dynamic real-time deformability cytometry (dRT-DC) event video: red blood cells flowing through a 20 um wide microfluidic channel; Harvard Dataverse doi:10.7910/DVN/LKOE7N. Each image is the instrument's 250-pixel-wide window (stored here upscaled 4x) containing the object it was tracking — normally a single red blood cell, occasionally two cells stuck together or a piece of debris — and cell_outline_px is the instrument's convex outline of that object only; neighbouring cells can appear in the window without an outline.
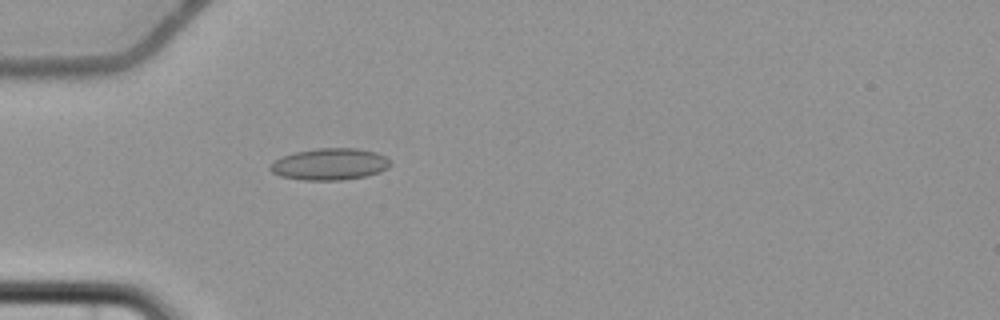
{"species": "common noctule bat (a hibernating species)", "species_latin": "Nyctalus noctula", "temperature_condition": "cold", "stored_images_in_passage": 2, "camera_frame_rate_fps": 3000, "um_per_image_px": 0.085, "animal": {"sex": "female", "body_mass_g": 22.7, "forearm_length_mm": 54.2}, "frame": {"image": 1, "passage_image": 2, "time_ms": 1.333, "image_size_px": [1000, 320], "cell_outline_px": [[392, 164], [388, 168], [380, 172], [364, 176], [340, 180], [304, 180], [280, 176], [272, 172], [268, 168], [276, 160], [284, 156], [296, 152], [316, 148], [356, 148], [376, 152], [384, 156]], "centroid_in_image_um": [28.05, 13.95], "position_along_channel_um": 57.0, "area_um2": 22.02}}